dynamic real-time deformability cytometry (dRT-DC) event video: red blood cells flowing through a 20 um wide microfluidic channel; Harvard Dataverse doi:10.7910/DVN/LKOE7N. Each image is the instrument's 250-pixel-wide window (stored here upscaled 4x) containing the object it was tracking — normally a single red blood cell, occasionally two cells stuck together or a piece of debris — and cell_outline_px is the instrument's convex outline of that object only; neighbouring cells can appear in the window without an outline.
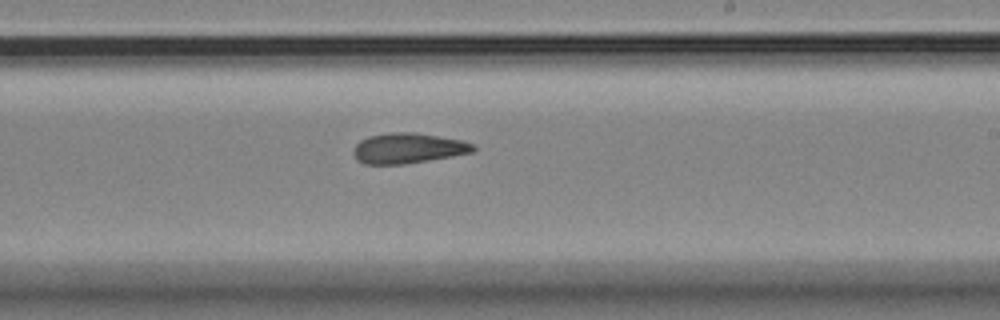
{"species": "Egyptian fruit bat (a non-hibernating species)", "species_latin": "Rousettus aegyptiacus", "temperature_condition": "room temperature", "stored_images_in_passage": 12, "camera_frame_rate_fps": 3000, "um_per_image_px": 0.085, "animal": {"sex": "female"}, "frame": {"image": 1, "passage_image": 12, "time_ms": 13.0, "image_size_px": [1000, 320], "cell_outline_px": [[476, 148], [472, 152], [452, 156], [404, 164], [364, 164], [356, 160], [352, 152], [356, 144], [360, 140], [368, 136], [392, 132], [416, 132], [464, 140], [476, 144]], "centroid_in_image_um": [34.69, 12.59], "position_along_channel_um": 254.3, "area_um2": 21.39}}